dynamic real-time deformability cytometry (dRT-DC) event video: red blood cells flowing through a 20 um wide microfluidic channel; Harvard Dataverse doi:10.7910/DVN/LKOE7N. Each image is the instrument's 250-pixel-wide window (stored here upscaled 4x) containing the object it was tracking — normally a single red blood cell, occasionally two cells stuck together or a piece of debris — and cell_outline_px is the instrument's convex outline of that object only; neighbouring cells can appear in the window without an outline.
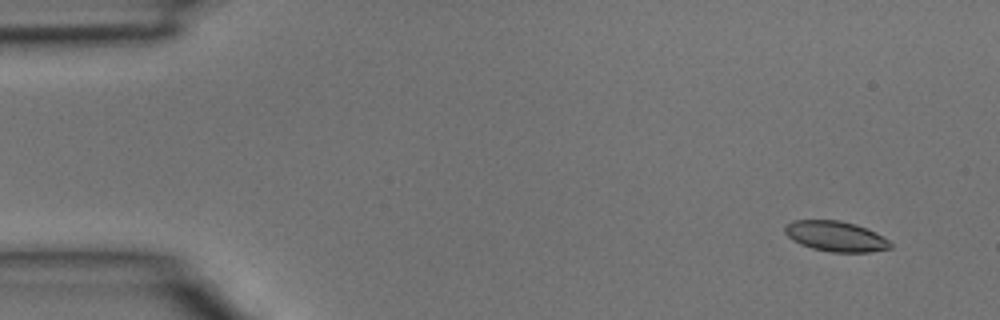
{"species": "common noctule bat (a hibernating species)", "species_latin": "Nyctalus noctula", "temperature_condition": "room temperature", "stored_images_in_passage": 4, "camera_frame_rate_fps": 3000, "um_per_image_px": 0.085, "animal": {"sex": "male", "body_mass_g": 15.6}, "frame": {"image": 1, "passage_image": 1, "time_ms": 0.0, "image_size_px": [1000, 320], "cell_outline_px": [[892, 248], [868, 252], [832, 252], [812, 248], [800, 244], [792, 240], [784, 232], [784, 224], [792, 220], [840, 220], [856, 224], [868, 228], [876, 232], [888, 240], [892, 244]], "centroid_in_image_um": [71.02, 20.07], "position_along_channel_um": 14.0, "area_um2": 18.84}}